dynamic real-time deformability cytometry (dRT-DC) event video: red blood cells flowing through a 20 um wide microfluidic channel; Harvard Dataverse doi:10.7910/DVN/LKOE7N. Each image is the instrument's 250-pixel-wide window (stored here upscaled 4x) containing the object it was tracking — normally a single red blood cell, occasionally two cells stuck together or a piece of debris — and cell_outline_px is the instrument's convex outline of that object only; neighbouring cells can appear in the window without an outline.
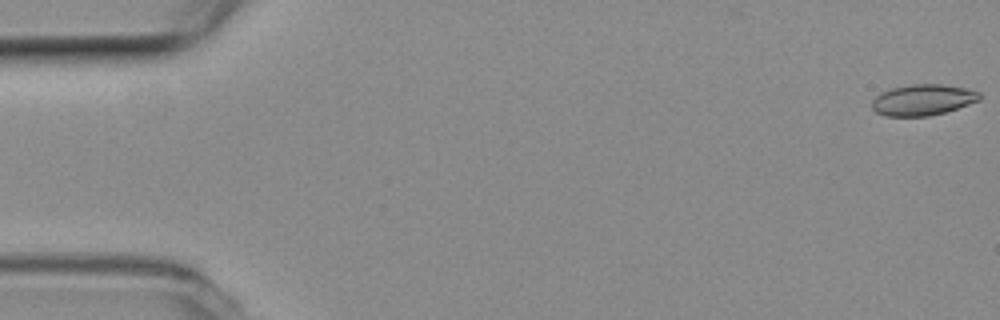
{"species": "common noctule bat (a hibernating species)", "species_latin": "Nyctalus noctula", "temperature_condition": "room temperature", "stored_images_in_passage": 54, "camera_frame_rate_fps": 3000, "um_per_image_px": 0.085, "animal": {"sex": "female", "body_mass_g": 19.3, "forearm_length_mm": 54.1}, "frame": {"image": 1, "passage_image": 1, "time_ms": 0.0, "image_size_px": [1000, 320], "cell_outline_px": [[980, 100], [944, 112], [928, 116], [884, 116], [876, 112], [872, 108], [872, 100], [880, 92], [892, 88], [912, 84], [940, 84], [964, 88], [980, 92]], "centroid_in_image_um": [78.4, 8.49], "position_along_channel_um": 6.6, "area_um2": 19.31}}
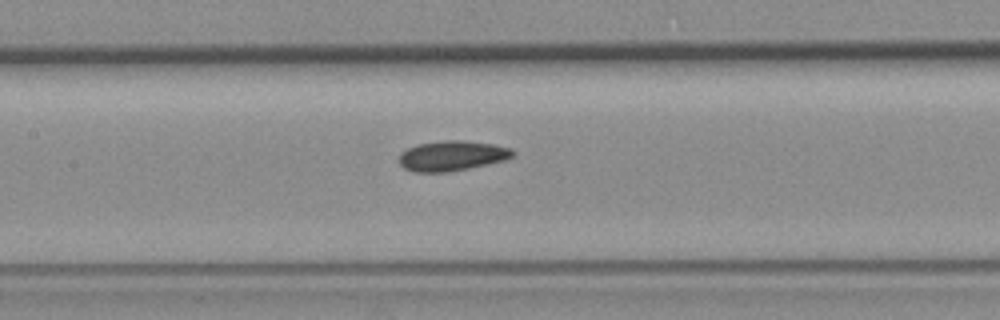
{"frame": {"image": 2, "passage_image": 25, "time_ms": 8.0, "image_size_px": [1000, 320], "cell_outline_px": [[516, 152], [512, 156], [504, 160], [488, 164], [448, 172], [416, 172], [404, 168], [400, 164], [400, 152], [408, 148], [420, 144], [448, 140], [460, 140], [492, 144], [512, 148]], "centroid_in_image_um": [38.43, 13.24], "position_along_channel_um": 169.0, "area_um2": 19.71}}
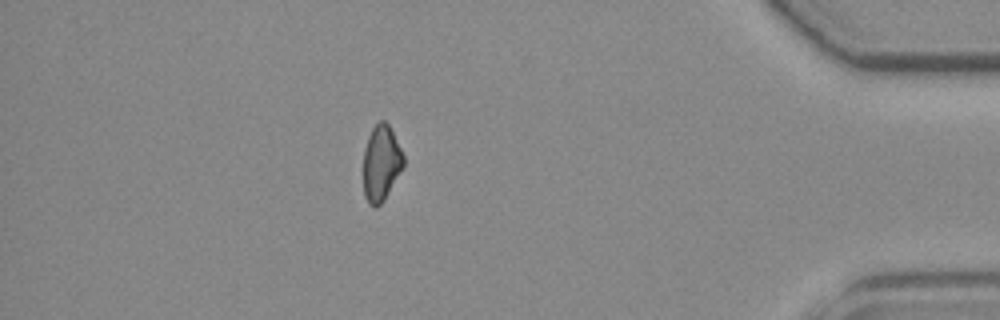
{"frame": {"image": 3, "passage_image": 47, "time_ms": 15.333, "image_size_px": [1000, 320], "cell_outline_px": [[404, 168], [384, 200], [376, 208], [368, 204], [364, 196], [364, 148], [368, 136], [372, 128], [380, 120], [384, 120], [388, 124], [404, 156]], "centroid_in_image_um": [32.4, 13.9], "position_along_channel_um": 402.8, "area_um2": 17.8}}